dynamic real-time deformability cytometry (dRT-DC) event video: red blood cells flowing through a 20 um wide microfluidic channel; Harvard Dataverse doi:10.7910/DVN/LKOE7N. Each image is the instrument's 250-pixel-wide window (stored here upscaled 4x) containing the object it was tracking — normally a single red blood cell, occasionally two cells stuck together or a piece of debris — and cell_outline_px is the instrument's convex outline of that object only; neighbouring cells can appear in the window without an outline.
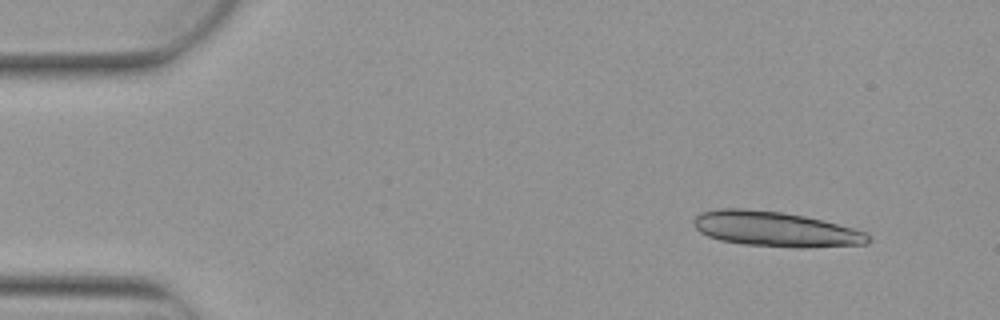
{"species": "Egyptian fruit bat (a non-hibernating species)", "species_latin": "Rousettus aegyptiacus", "temperature_condition": "warm", "stored_images_in_passage": 4, "camera_frame_rate_fps": 3000, "um_per_image_px": 0.085, "animal": {"sex": "female"}, "frame": {"image": 1, "passage_image": 1, "time_ms": 0.0, "image_size_px": [1000, 320], "cell_outline_px": [[872, 240], [868, 244], [804, 248], [800, 248], [744, 244], [720, 240], [708, 236], [700, 232], [692, 224], [692, 220], [700, 212], [716, 208], [744, 208], [784, 212], [804, 216], [868, 232], [872, 236]], "centroid_in_image_um": [65.91, 19.47], "position_along_channel_um": 19.1, "area_um2": 35.95}}